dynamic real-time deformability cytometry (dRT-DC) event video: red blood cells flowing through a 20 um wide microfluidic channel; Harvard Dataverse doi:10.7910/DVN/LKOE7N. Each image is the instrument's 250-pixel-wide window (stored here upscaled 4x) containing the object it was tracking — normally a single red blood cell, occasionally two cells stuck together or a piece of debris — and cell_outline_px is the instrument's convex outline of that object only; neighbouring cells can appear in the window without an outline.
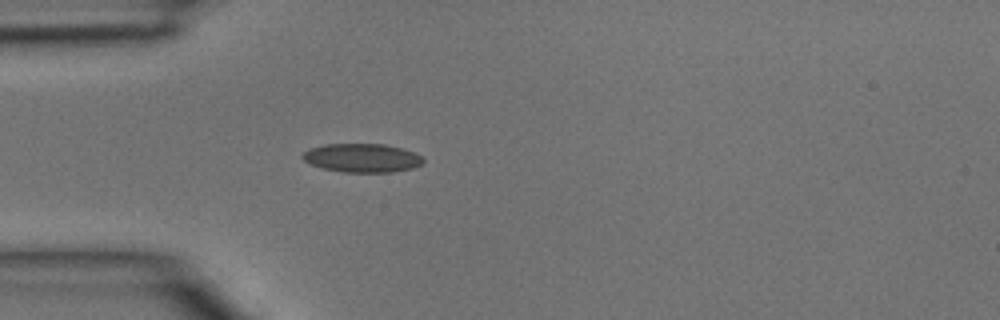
{"species": "common noctule bat (a hibernating species)", "species_latin": "Nyctalus noctula", "temperature_condition": "room temperature", "stored_images_in_passage": 2, "camera_frame_rate_fps": 3000, "um_per_image_px": 0.085, "animal": {"sex": "male", "body_mass_g": 15.6}, "frame": {"image": 1, "passage_image": 2, "time_ms": 0.333, "image_size_px": [1000, 320], "cell_outline_px": [[424, 164], [412, 168], [392, 172], [344, 172], [324, 168], [312, 164], [304, 160], [300, 156], [308, 148], [324, 144], [384, 144], [400, 148], [412, 152], [420, 156], [424, 160]], "centroid_in_image_um": [30.76, 13.42], "position_along_channel_um": 54.2, "area_um2": 20.06}}